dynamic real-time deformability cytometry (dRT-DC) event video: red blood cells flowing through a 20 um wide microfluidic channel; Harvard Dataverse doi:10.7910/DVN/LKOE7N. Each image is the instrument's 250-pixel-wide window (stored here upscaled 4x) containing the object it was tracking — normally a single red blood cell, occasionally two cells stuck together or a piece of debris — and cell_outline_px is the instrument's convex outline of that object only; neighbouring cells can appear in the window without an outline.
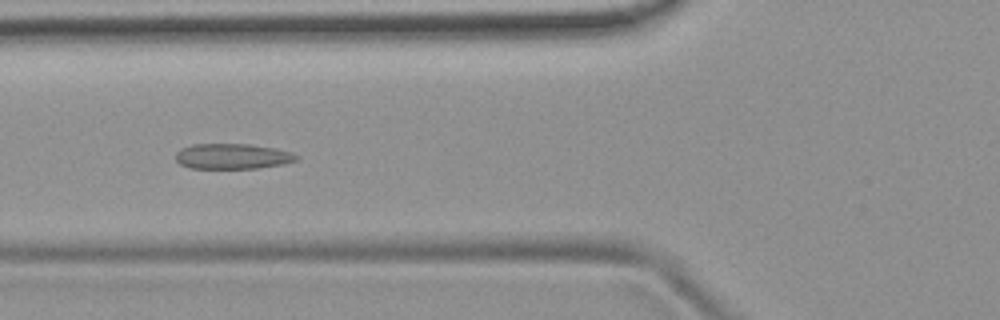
{"species": "common noctule bat (a hibernating species)", "species_latin": "Nyctalus noctula", "temperature_condition": "room temperature", "stored_images_in_passage": 6, "camera_frame_rate_fps": 3000, "um_per_image_px": 0.085, "animal": {"sex": "female", "body_mass_g": 19.9}, "frame": {"image": 1, "passage_image": 4, "time_ms": 3.333, "image_size_px": [1000, 320], "cell_outline_px": [[300, 156], [296, 160], [284, 164], [256, 168], [192, 168], [180, 164], [176, 160], [176, 152], [180, 148], [192, 144], [248, 144], [272, 148], [292, 152]], "centroid_in_image_um": [19.74, 13.28], "position_along_channel_um": 106.1, "area_um2": 17.8}}
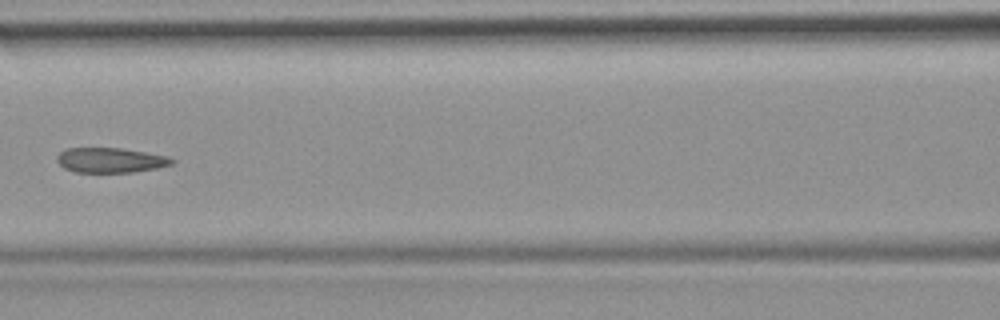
{"frame": {"image": 2, "passage_image": 5, "time_ms": 4.667, "image_size_px": [1000, 320], "cell_outline_px": [[176, 160], [172, 164], [156, 168], [132, 172], [76, 172], [64, 168], [56, 160], [56, 156], [60, 152], [68, 148], [120, 148], [168, 156]], "centroid_in_image_um": [9.38, 13.61], "position_along_channel_um": 157.2, "area_um2": 16.59}}
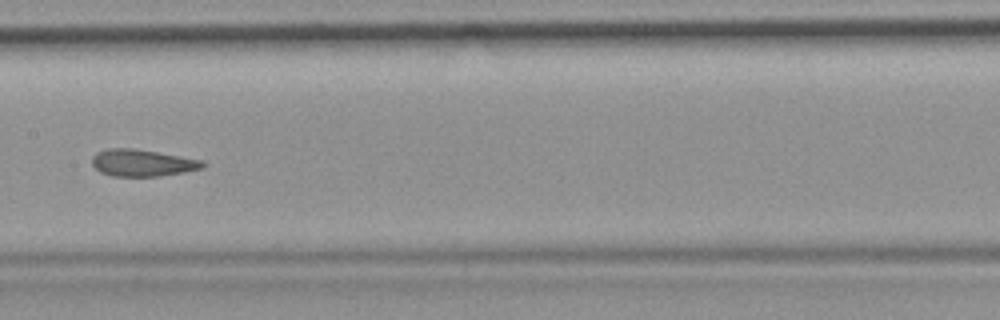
{"frame": {"image": 3, "passage_image": 6, "time_ms": 5.667, "image_size_px": [1000, 320], "cell_outline_px": [[208, 164], [204, 168], [184, 172], [160, 176], [112, 176], [100, 172], [92, 164], [92, 156], [96, 152], [108, 148], [132, 148], [204, 160]], "centroid_in_image_um": [12.12, 13.84], "position_along_channel_um": 195.3, "area_um2": 17.46}}